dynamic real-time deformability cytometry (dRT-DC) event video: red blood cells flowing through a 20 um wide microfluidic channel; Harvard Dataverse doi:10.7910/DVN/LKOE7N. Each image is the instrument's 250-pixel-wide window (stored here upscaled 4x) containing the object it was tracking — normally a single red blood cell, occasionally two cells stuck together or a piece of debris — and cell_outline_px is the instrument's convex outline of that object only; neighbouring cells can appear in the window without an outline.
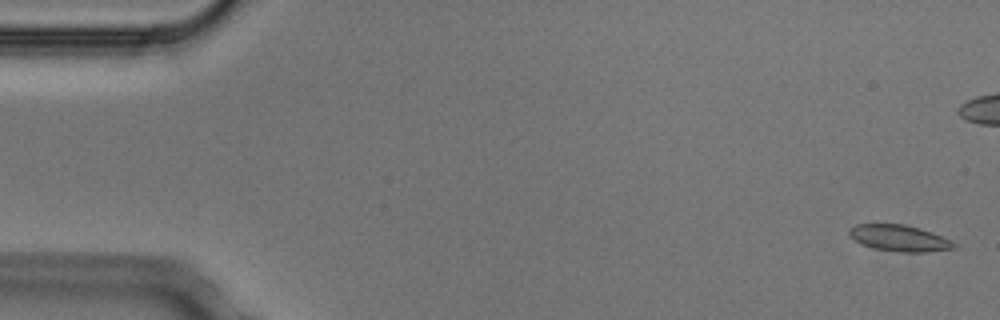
{"species": "Egyptian fruit bat (a non-hibernating species)", "species_latin": "Rousettus aegyptiacus", "temperature_condition": "cold", "stored_images_in_passage": 5, "camera_frame_rate_fps": 3000, "um_per_image_px": 0.085, "animal": {"sex": "male"}, "frame": {"image": 1, "passage_image": 1, "time_ms": 0.0, "image_size_px": [1000, 320], "cell_outline_px": [[956, 248], [928, 252], [900, 252], [876, 248], [860, 244], [848, 236], [848, 228], [856, 224], [904, 224], [920, 228], [932, 232], [952, 240], [956, 244]], "centroid_in_image_um": [76.43, 20.24], "position_along_channel_um": 8.6, "area_um2": 16.24}}
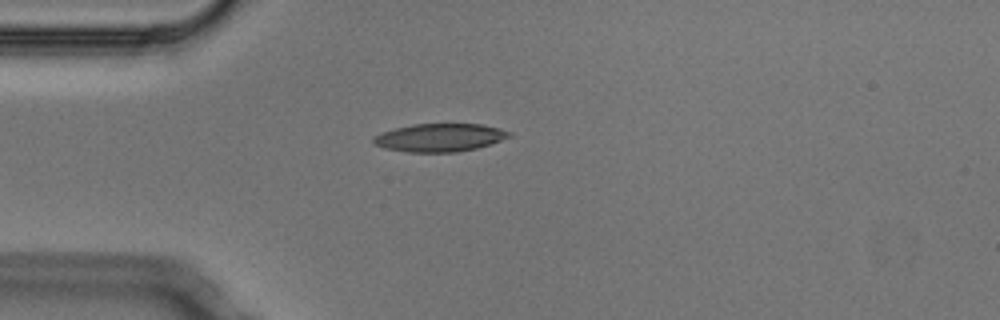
{"frame": {"image": 2, "passage_image": 5, "time_ms": 1.333, "image_size_px": [1000, 320], "cell_outline_px": [[512, 136], [476, 148], [456, 152], [408, 152], [388, 148], [376, 144], [372, 140], [372, 136], [380, 132], [412, 124], [480, 124], [500, 128], [512, 132]], "centroid_in_image_um": [37.38, 11.68], "position_along_channel_um": 47.6, "area_um2": 22.02}}